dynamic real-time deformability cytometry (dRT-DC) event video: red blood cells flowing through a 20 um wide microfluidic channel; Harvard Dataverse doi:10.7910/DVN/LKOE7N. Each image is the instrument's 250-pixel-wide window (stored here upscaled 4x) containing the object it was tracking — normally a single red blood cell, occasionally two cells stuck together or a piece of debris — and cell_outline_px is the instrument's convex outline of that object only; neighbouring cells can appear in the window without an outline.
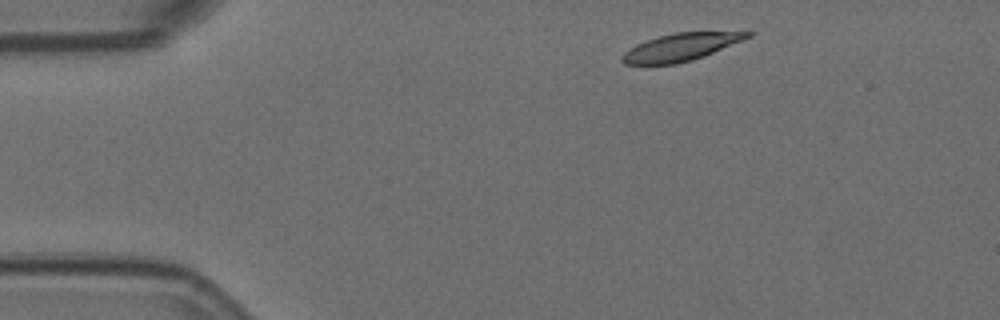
{"species": "Egyptian fruit bat (a non-hibernating species)", "species_latin": "Rousettus aegyptiacus", "temperature_condition": "room temperature", "stored_images_in_passage": 3, "camera_frame_rate_fps": 3000, "um_per_image_px": 0.085, "animal": {"sex": "female"}, "frame": {"image": 1, "passage_image": 1, "time_ms": 0.0, "image_size_px": [1000, 320], "cell_outline_px": [[756, 32], [752, 36], [704, 56], [692, 60], [676, 64], [624, 64], [620, 60], [620, 56], [624, 52], [636, 44], [660, 36], [676, 32]], "centroid_in_image_um": [57.84, 4.01], "position_along_channel_um": 27.2, "area_um2": 19.88}}